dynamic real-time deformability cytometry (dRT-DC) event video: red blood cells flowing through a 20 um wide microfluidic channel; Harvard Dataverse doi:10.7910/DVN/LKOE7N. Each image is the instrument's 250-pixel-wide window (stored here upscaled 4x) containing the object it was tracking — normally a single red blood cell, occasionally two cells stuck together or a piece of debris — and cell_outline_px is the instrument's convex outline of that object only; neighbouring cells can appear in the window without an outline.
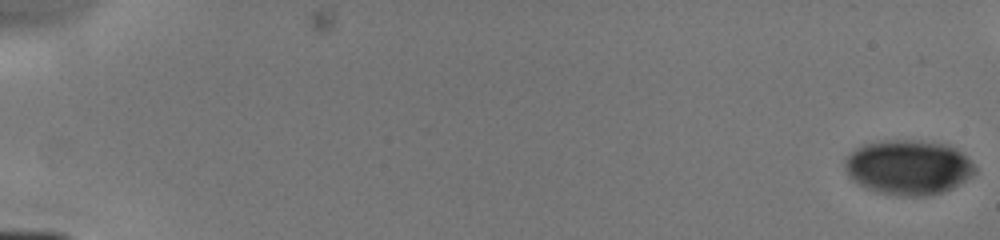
{"species": "human", "species_latin": "Homo sapiens", "temperature_condition": "cold", "stored_images_in_passage": 9, "camera_frame_rate_fps": 3000, "um_per_image_px": 0.085, "donor": {"sex": "male"}, "frame": {"image": 1, "passage_image": 1, "time_ms": 0.0, "image_size_px": [1000, 240], "cell_outline_px": [[976, 172], [972, 176], [952, 188], [940, 192], [924, 196], [900, 196], [876, 192], [864, 188], [852, 180], [848, 176], [844, 168], [844, 160], [856, 148], [864, 144], [884, 140], [920, 140], [948, 144], [964, 152], [976, 168]], "centroid_in_image_um": [77.21, 14.21], "position_along_channel_um": 7.8, "area_um2": 41.96}}
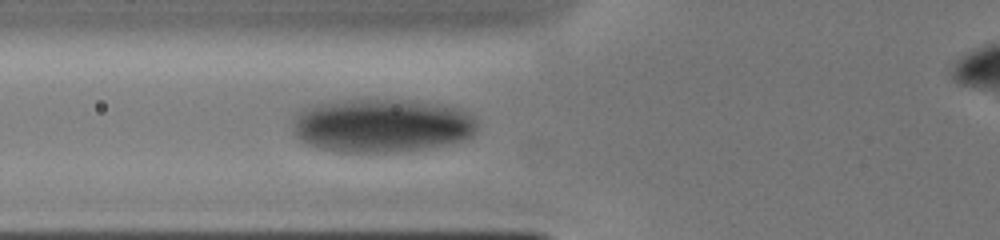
{"frame": {"image": 2, "passage_image": 9, "time_ms": 6.667, "image_size_px": [1000, 240], "cell_outline_px": [[476, 128], [472, 136], [460, 140], [420, 148], [384, 152], [336, 152], [316, 148], [300, 140], [296, 136], [292, 120], [304, 108], [316, 104], [344, 100], [404, 100], [440, 104], [460, 108], [472, 116], [476, 120]], "centroid_in_image_um": [32.4, 10.66], "position_along_channel_um": 93.4, "area_um2": 57.11}}